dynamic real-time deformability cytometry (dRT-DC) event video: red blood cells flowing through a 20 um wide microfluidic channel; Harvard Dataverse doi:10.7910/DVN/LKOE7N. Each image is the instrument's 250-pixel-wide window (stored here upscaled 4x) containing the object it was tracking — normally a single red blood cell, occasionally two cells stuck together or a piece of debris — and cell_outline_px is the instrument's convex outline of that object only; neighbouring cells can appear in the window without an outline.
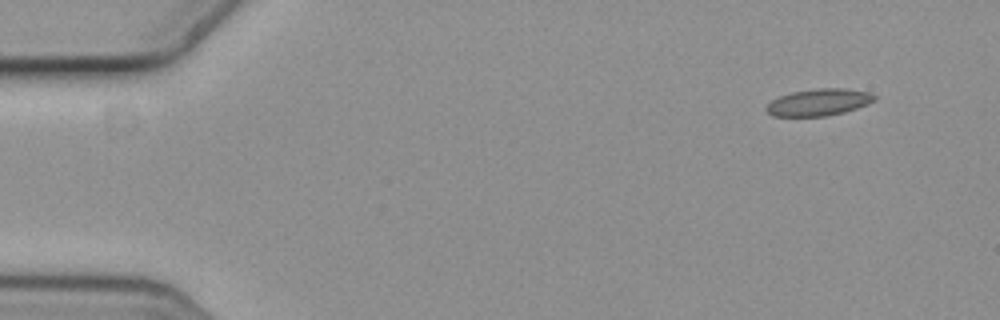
{"species": "common noctule bat (a hibernating species)", "species_latin": "Nyctalus noctula", "temperature_condition": "cold", "stored_images_in_passage": 4, "camera_frame_rate_fps": 3000, "um_per_image_px": 0.085, "animal": {"sex": "female", "body_mass_g": 19.3, "forearm_length_mm": 54.1}, "frame": {"image": 1, "passage_image": 1, "time_ms": 0.0, "image_size_px": [1000, 320], "cell_outline_px": [[876, 100], [868, 104], [844, 112], [828, 116], [772, 116], [764, 108], [772, 100], [780, 96], [792, 92], [816, 88], [844, 88], [872, 92], [876, 96]], "centroid_in_image_um": [69.63, 8.69], "position_along_channel_um": 15.4, "area_um2": 17.05}}
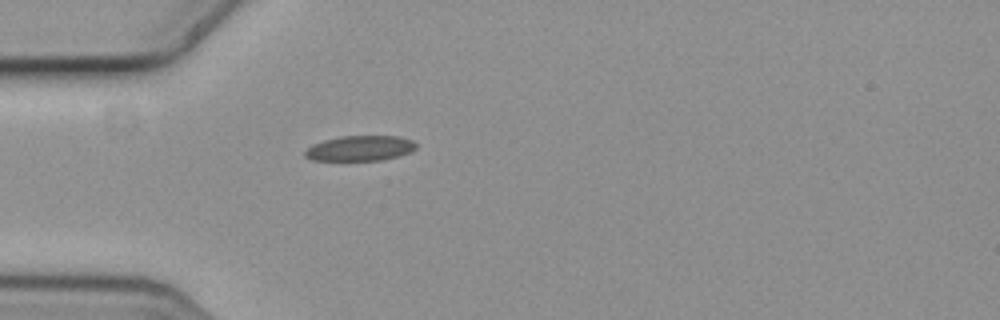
{"frame": {"image": 2, "passage_image": 4, "time_ms": 1.0, "image_size_px": [1000, 320], "cell_outline_px": [[416, 148], [412, 152], [400, 156], [380, 160], [312, 160], [304, 156], [304, 152], [312, 144], [324, 140], [340, 136], [400, 136], [412, 140], [416, 144]], "centroid_in_image_um": [30.62, 12.6], "position_along_channel_um": 54.4, "area_um2": 16.42}}